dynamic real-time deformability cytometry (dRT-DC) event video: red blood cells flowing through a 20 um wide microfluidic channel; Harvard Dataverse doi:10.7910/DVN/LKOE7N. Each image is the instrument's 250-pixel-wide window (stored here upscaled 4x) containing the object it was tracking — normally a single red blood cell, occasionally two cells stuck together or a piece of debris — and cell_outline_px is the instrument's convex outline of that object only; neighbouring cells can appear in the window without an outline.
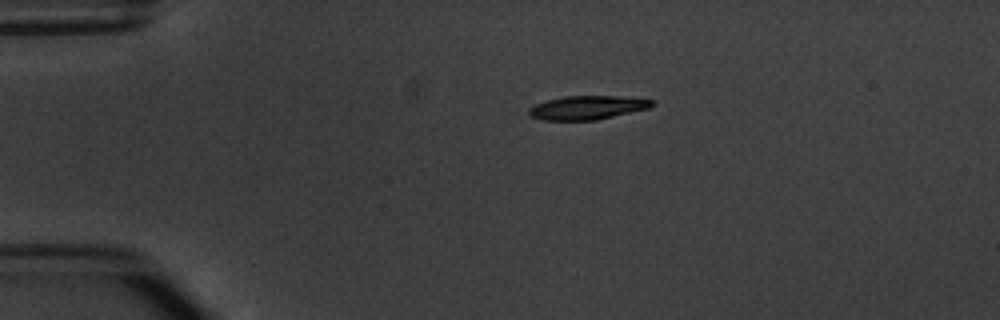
{"species": "common noctule bat (a hibernating species)", "species_latin": "Nyctalus noctula", "temperature_condition": "warm", "stored_images_in_passage": 3, "segment_of_instrument_passage": [1, 2], "camera_frame_rate_fps": 3000, "um_per_image_px": 0.085, "animal": {"sex": "male", "body_mass_g": 20.1, "forearm_length_mm": 53.5}, "frame": {"image": 1, "passage_image": 1, "time_ms": 0.0, "image_size_px": [1000, 320], "cell_outline_px": [[656, 104], [648, 108], [596, 120], [544, 120], [528, 116], [528, 108], [536, 104], [548, 100], [564, 96], [616, 96], [652, 100]], "centroid_in_image_um": [49.88, 9.15], "position_along_channel_um": 35.1, "area_um2": 16.88}}